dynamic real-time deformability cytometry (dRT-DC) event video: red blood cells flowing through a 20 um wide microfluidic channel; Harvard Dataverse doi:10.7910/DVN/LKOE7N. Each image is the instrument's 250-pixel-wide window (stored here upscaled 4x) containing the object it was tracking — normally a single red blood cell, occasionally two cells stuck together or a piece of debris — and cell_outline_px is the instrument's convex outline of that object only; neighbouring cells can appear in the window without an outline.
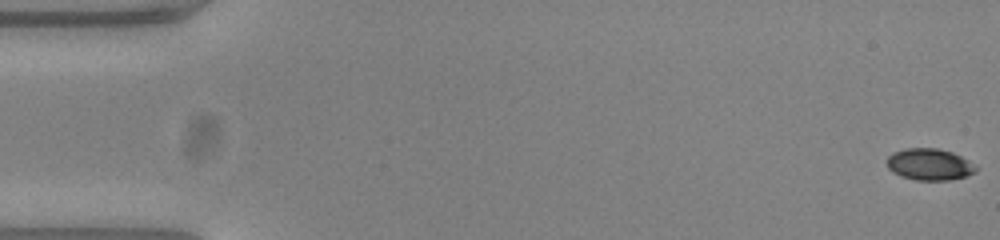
{"species": "common noctule bat (a hibernating species)", "species_latin": "Nyctalus noctula", "temperature_condition": "warm", "stored_images_in_passage": 55, "camera_frame_rate_fps": 3000, "um_per_image_px": 0.085, "animal": {"sex": "female", "body_mass_g": 23.0, "forearm_length_mm": 53.4}, "frame": {"image": 1, "passage_image": 1, "time_ms": 0.0, "image_size_px": [1000, 240], "cell_outline_px": [[980, 168], [976, 172], [968, 176], [948, 180], [916, 180], [900, 176], [892, 172], [888, 168], [884, 160], [892, 152], [904, 148], [936, 148], [952, 152], [976, 164]], "centroid_in_image_um": [79.0, 13.97], "position_along_channel_um": 6.0, "area_um2": 16.82}}
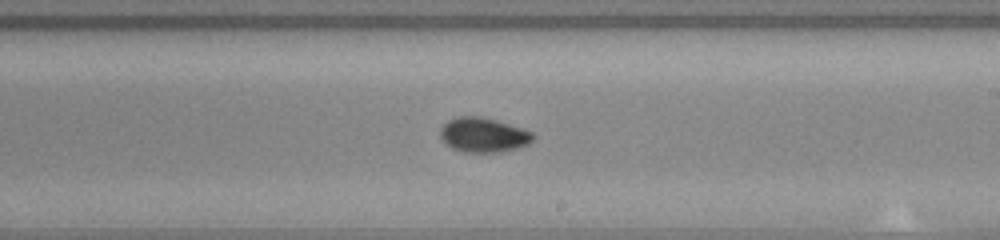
{"frame": {"image": 2, "passage_image": 32, "time_ms": 10.333, "image_size_px": [1000, 240], "cell_outline_px": [[536, 136], [528, 144], [516, 148], [500, 152], [464, 152], [452, 148], [444, 144], [440, 136], [440, 128], [448, 120], [456, 116], [480, 116], [496, 120], [532, 132]], "centroid_in_image_um": [41.05, 11.47], "position_along_channel_um": 248.0, "area_um2": 18.73}}
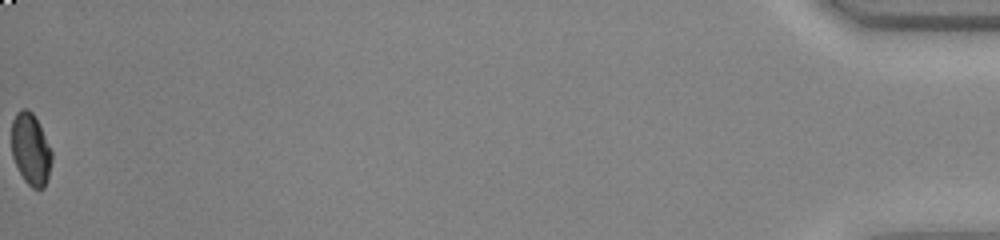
{"frame": {"image": 3, "passage_image": 55, "time_ms": 18.0, "image_size_px": [1000, 240], "cell_outline_px": [[52, 160], [48, 176], [44, 188], [32, 188], [24, 180], [12, 156], [12, 120], [16, 112], [20, 108], [28, 108], [32, 112], [52, 152]], "centroid_in_image_um": [2.59, 12.67], "position_along_channel_um": 432.6, "area_um2": 16.59}, "authors_computed_cell_mechanics": {"area_um2": 17.629, "velocity_mm_per_s": 3.7921, "shape_relaxation_time_tau1_ms": 2.8322, "shape_relaxation_time_tau2_ms": 1.7379, "deformation_change_tau1": 0.1113, "deformation_change_tau2": 0.0279}}